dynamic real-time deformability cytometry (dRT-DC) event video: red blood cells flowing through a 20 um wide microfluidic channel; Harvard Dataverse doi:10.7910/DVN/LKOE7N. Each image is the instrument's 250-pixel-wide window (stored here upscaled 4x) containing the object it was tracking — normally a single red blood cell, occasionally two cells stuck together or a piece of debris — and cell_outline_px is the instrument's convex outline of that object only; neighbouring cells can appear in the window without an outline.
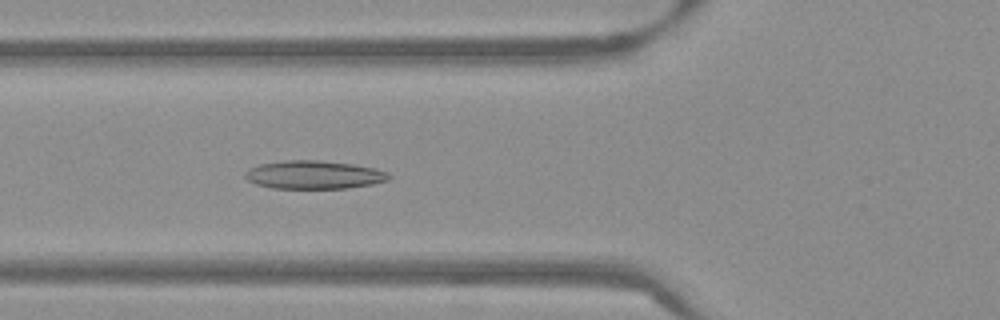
{"species": "Egyptian fruit bat (a non-hibernating species)", "species_latin": "Rousettus aegyptiacus", "temperature_condition": "warm", "stored_images_in_passage": 53, "camera_frame_rate_fps": 3000, "um_per_image_px": 0.085, "frame": {"image": 1, "passage_image": 20, "time_ms": 6.333, "image_size_px": [1000, 320], "cell_outline_px": [[392, 176], [388, 180], [372, 184], [348, 188], [272, 188], [256, 184], [248, 180], [244, 176], [244, 172], [248, 168], [260, 164], [284, 160], [316, 160], [352, 164], [376, 168], [388, 172]], "centroid_in_image_um": [26.68, 14.85], "position_along_channel_um": 99.1, "area_um2": 23.76}}
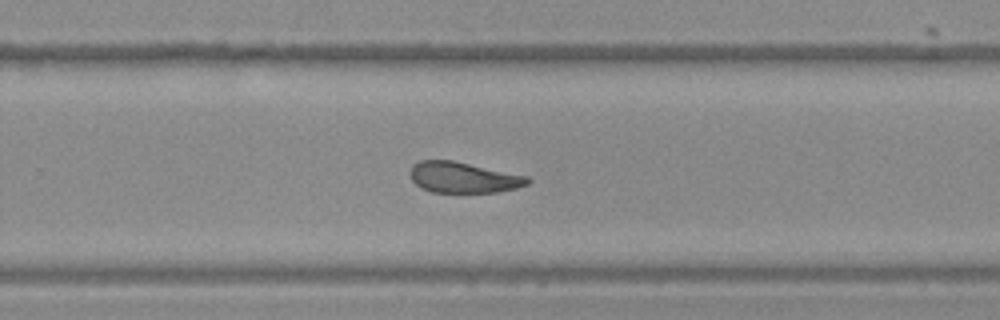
{"frame": {"image": 2, "passage_image": 35, "time_ms": 11.333, "image_size_px": [1000, 320], "cell_outline_px": [[532, 180], [528, 184], [516, 188], [496, 192], [432, 192], [416, 184], [412, 180], [408, 172], [412, 164], [420, 160], [452, 160], [528, 176]], "centroid_in_image_um": [39.37, 15.07], "position_along_channel_um": 290.4, "area_um2": 21.1}}
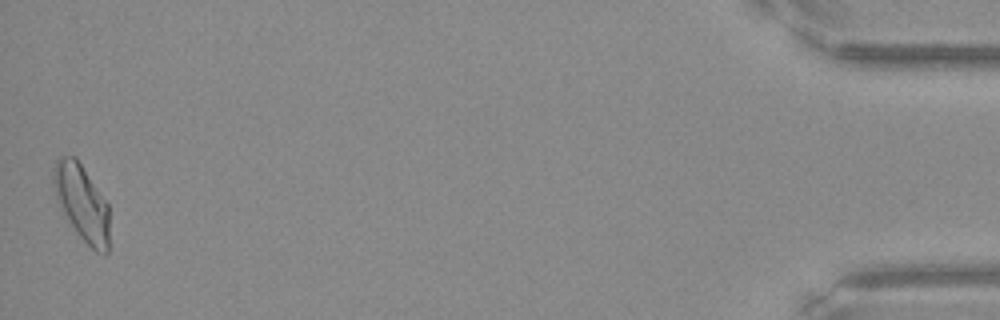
{"frame": {"image": 3, "passage_image": 53, "time_ms": 17.333, "image_size_px": [1000, 320], "cell_outline_px": [[108, 252], [104, 256], [96, 252], [76, 232], [60, 208], [52, 184], [52, 168], [56, 160], [60, 156], [76, 156], [108, 204]], "centroid_in_image_um": [6.93, 17.2], "position_along_channel_um": 428.3, "area_um2": 24.8}, "authors_computed_cell_mechanics": {"area_um2": 22.7154, "velocity_mm_per_s": 3.8123, "shape_relaxation_time_tau1_ms": 5.8624, "shape_relaxation_time_tau2_ms": 2.6931, "deformation_change_tau1": 0.141, "deformation_change_tau2": 0.0904}}